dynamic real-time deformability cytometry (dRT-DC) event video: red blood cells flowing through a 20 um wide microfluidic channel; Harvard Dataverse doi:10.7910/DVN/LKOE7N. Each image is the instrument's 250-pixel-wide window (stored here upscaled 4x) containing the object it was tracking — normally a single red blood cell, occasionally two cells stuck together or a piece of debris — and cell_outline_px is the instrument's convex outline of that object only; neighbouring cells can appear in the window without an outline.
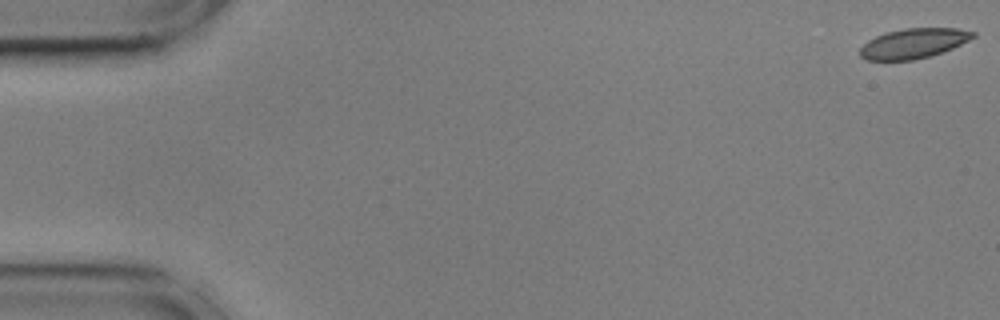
{"species": "common noctule bat (a hibernating species)", "species_latin": "Nyctalus noctula", "temperature_condition": "cold", "stored_images_in_passage": 8, "camera_frame_rate_fps": 3000, "um_per_image_px": 0.085, "animal": {"sex": "male", "body_mass_g": 17.9, "forearm_length_mm": 54.2}, "frame": {"image": 1, "passage_image": 1, "time_ms": 0.0, "image_size_px": [1000, 320], "cell_outline_px": [[976, 36], [952, 48], [932, 56], [912, 60], [868, 60], [860, 56], [860, 48], [868, 40], [884, 32], [904, 28], [956, 28], [976, 32]], "centroid_in_image_um": [77.64, 3.68], "position_along_channel_um": 7.4, "area_um2": 19.71}}